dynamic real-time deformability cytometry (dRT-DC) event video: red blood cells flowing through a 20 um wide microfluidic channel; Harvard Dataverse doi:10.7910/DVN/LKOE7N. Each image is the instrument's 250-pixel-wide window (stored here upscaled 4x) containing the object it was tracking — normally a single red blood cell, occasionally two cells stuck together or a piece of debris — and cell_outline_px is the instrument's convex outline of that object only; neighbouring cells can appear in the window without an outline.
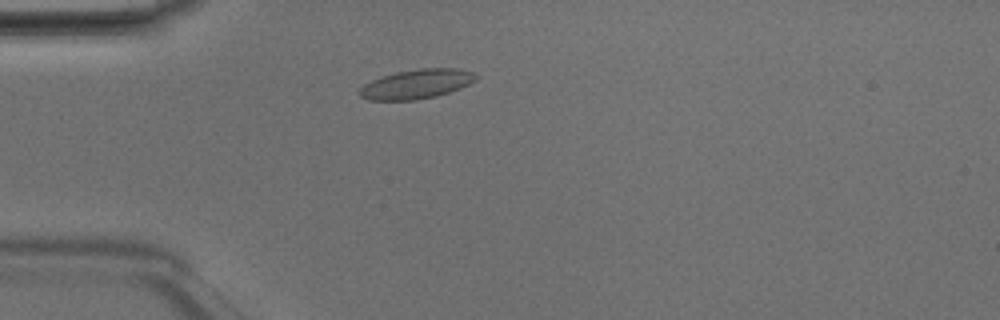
{"species": "Egyptian fruit bat (a non-hibernating species)", "species_latin": "Rousettus aegyptiacus", "temperature_condition": "room temperature", "stored_images_in_passage": 43, "camera_frame_rate_fps": 3000, "um_per_image_px": 0.085, "animal": {"sex": "male"}, "frame": {"image": 1, "passage_image": 8, "time_ms": 2.333, "image_size_px": [1000, 320], "cell_outline_px": [[480, 76], [476, 80], [460, 88], [436, 96], [416, 100], [368, 100], [360, 96], [356, 92], [364, 84], [372, 80], [396, 72], [420, 68], [456, 68], [472, 72]], "centroid_in_image_um": [35.4, 7.14], "position_along_channel_um": 49.6, "area_um2": 19.94}}
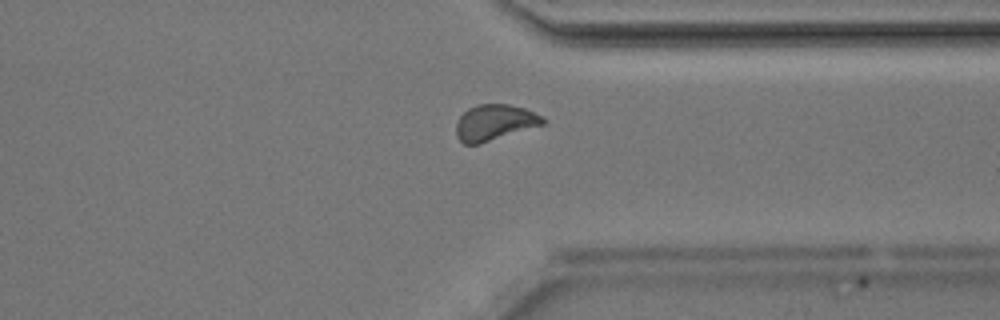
{"frame": {"image": 2, "passage_image": 32, "time_ms": 10.333, "image_size_px": [1000, 320], "cell_outline_px": [[548, 120], [544, 124], [480, 144], [464, 144], [456, 136], [456, 120], [468, 108], [476, 104], [508, 104], [524, 108], [544, 116]], "centroid_in_image_um": [42.04, 10.41], "position_along_channel_um": 369.4, "area_um2": 18.32}}
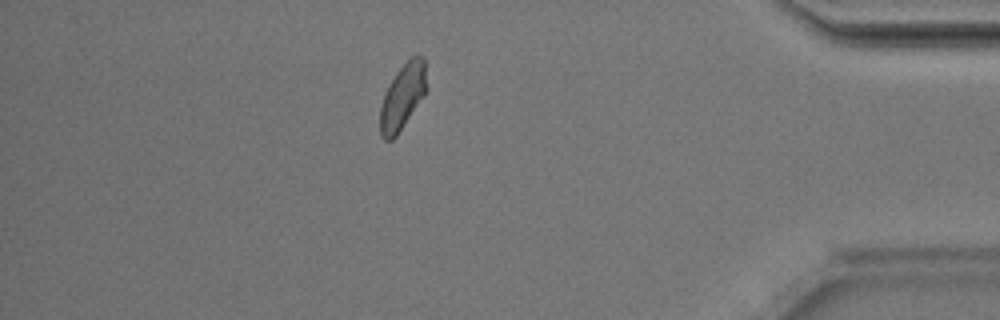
{"frame": {"image": 3, "passage_image": 37, "time_ms": 12.0, "image_size_px": [1000, 320], "cell_outline_px": [[428, 88], [424, 96], [396, 136], [392, 140], [384, 140], [380, 136], [380, 108], [384, 96], [396, 72], [412, 56], [424, 56]], "centroid_in_image_um": [34.25, 8.22], "position_along_channel_um": 401.0, "area_um2": 17.63}, "authors_computed_cell_mechanics": {"area_um2": 18.1492, "velocity_mm_per_s": 4.1666, "shape_relaxation_time_tau1_ms": 4.1139, "shape_relaxation_time_tau2_ms": 2.0429, "deformation_change_tau1": 0.1156, "deformation_change_tau2": 0.0763}}